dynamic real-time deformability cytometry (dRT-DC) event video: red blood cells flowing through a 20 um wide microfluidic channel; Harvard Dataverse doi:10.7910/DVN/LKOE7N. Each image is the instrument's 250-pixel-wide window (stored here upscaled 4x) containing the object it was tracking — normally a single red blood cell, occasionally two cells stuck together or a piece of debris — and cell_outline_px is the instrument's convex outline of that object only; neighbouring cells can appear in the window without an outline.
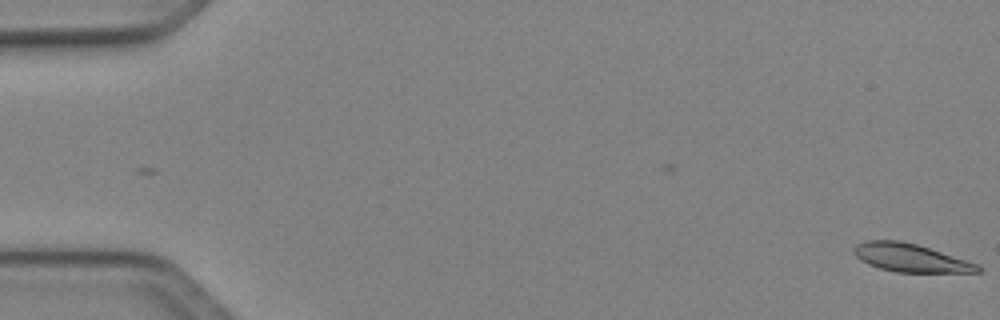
{"species": "Egyptian fruit bat (a non-hibernating species)", "species_latin": "Rousettus aegyptiacus", "temperature_condition": "cold", "stored_images_in_passage": 40, "camera_frame_rate_fps": 3000, "um_per_image_px": 0.085, "animal": {"sex": "female"}, "frame": {"image": 1, "passage_image": 1, "time_ms": 0.0, "image_size_px": [1000, 320], "cell_outline_px": [[984, 268], [980, 272], [896, 272], [880, 268], [868, 264], [860, 260], [852, 252], [852, 248], [856, 244], [864, 240], [900, 240], [916, 244], [976, 264]], "centroid_in_image_um": [77.31, 21.91], "position_along_channel_um": 7.7, "area_um2": 20.11}}
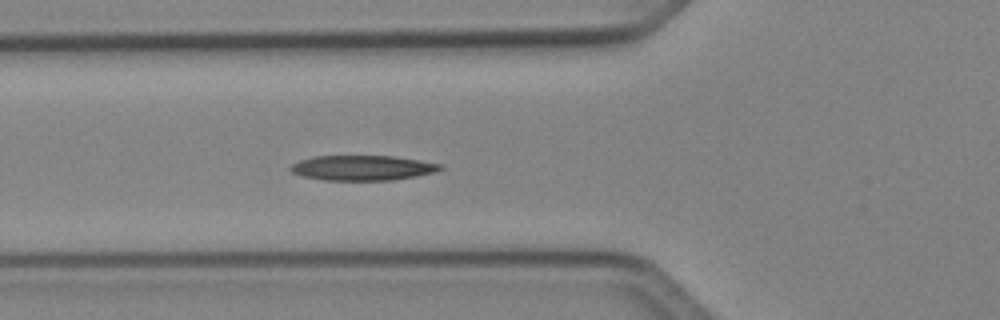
{"frame": {"image": 2, "passage_image": 19, "time_ms": 6.0, "image_size_px": [1000, 320], "cell_outline_px": [[444, 168], [432, 172], [416, 176], [392, 180], [324, 180], [304, 176], [292, 172], [288, 168], [292, 164], [300, 160], [316, 156], [392, 156], [444, 164]], "centroid_in_image_um": [30.82, 14.26], "position_along_channel_um": 95.0, "area_um2": 21.68}}
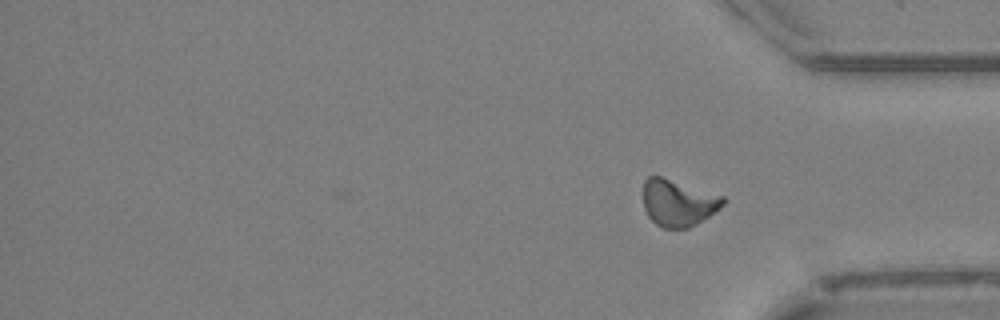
{"frame": {"image": 3, "passage_image": 40, "time_ms": 13.0, "image_size_px": [1000, 320], "cell_outline_px": [[728, 200], [720, 208], [696, 224], [688, 228], [664, 228], [656, 224], [648, 216], [644, 208], [644, 180], [648, 176], [660, 176], [724, 196]], "centroid_in_image_um": [57.65, 17.24], "position_along_channel_um": 377.5, "area_um2": 21.62}, "authors_computed_cell_mechanics": {"area_um2": 21.3282, "velocity_mm_per_s": 4.0858, "shape_relaxation_time_tau1_ms": 5.63, "shape_relaxation_time_tau2_ms": null, "deformation_change_tau1": 0.1506, "deformation_change_tau2": null}}